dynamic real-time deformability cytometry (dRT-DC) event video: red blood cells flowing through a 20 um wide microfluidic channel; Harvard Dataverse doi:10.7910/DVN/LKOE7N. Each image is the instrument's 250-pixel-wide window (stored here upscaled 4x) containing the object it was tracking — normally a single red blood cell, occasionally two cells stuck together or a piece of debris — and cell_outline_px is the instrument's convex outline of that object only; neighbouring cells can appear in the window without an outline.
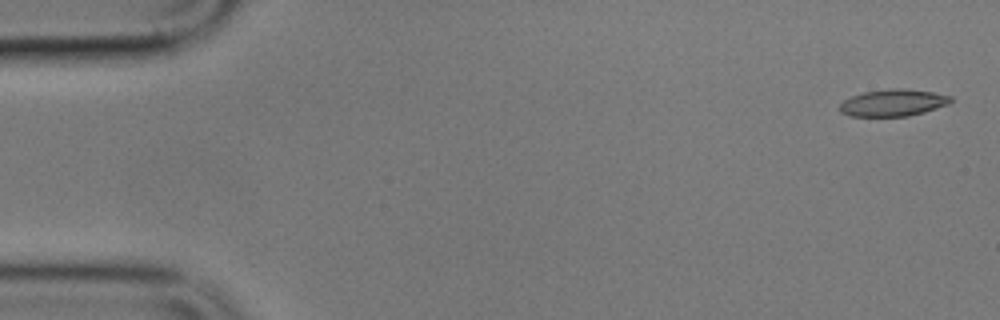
{"species": "common noctule bat (a hibernating species)", "species_latin": "Nyctalus noctula", "temperature_condition": "cold", "stored_images_in_passage": 5, "segment_of_instrument_passage": [2, 2], "camera_frame_rate_fps": 3000, "um_per_image_px": 0.085, "animal": {"sex": "male", "body_mass_g": 17.9}, "frame": {"image": 1, "passage_image": 5, "time_ms": 6.0, "image_size_px": [1000, 320], "cell_outline_px": [[952, 100], [948, 104], [924, 112], [908, 116], [848, 116], [840, 112], [840, 104], [844, 100], [852, 96], [864, 92], [888, 88], [904, 88], [932, 92], [952, 96]], "centroid_in_image_um": [75.9, 8.73], "position_along_channel_um": 9.1, "area_um2": 17.4}}